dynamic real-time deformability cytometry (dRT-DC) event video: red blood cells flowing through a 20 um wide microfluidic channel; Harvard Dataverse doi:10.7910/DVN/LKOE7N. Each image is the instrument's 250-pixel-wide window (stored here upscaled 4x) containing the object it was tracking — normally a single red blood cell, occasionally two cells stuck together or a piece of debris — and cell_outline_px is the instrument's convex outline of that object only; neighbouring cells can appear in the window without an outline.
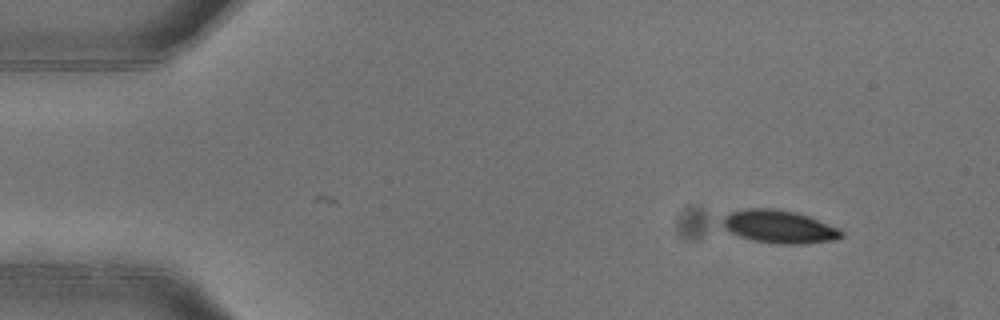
{"species": "common noctule bat (a hibernating species)", "species_latin": "Nyctalus noctula", "temperature_condition": "warm", "stored_images_in_passage": 2, "camera_frame_rate_fps": 3000, "um_per_image_px": 0.085, "animal": {"sex": "female"}, "frame": {"image": 1, "passage_image": 2, "time_ms": 0.333, "image_size_px": [1000, 320], "cell_outline_px": [[844, 236], [836, 240], [804, 244], [780, 244], [752, 240], [740, 236], [724, 228], [720, 224], [720, 220], [724, 216], [732, 212], [748, 208], [772, 208], [796, 212], [808, 216], [840, 228], [844, 232]], "centroid_in_image_um": [66.25, 19.27], "position_along_channel_um": 18.7, "area_um2": 23.0}}